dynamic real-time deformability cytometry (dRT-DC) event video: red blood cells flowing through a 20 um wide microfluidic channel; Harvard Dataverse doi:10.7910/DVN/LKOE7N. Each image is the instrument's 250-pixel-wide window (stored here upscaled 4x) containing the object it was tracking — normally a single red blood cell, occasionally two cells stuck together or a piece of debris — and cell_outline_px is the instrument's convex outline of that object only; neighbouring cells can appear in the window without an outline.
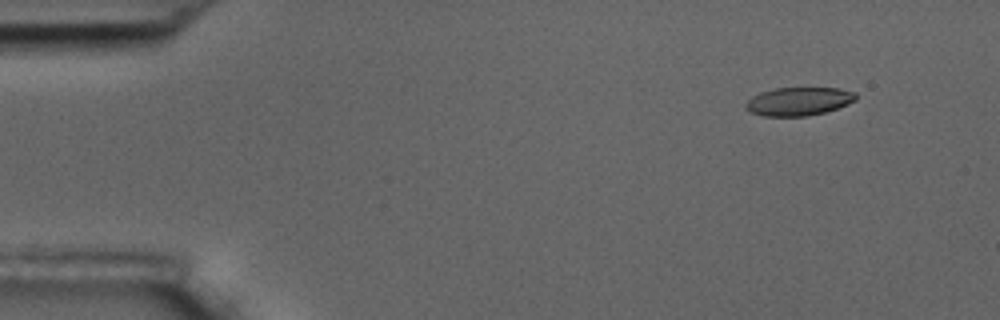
{"species": "common noctule bat (a hibernating species)", "species_latin": "Nyctalus noctula", "temperature_condition": "room temperature", "stored_images_in_passage": 4, "camera_frame_rate_fps": 3000, "um_per_image_px": 0.085, "animal": {"sex": "male", "body_mass_g": 17.5, "forearm_length_mm": 52.3}, "frame": {"image": 1, "passage_image": 1, "time_ms": 0.0, "image_size_px": [1000, 320], "cell_outline_px": [[856, 100], [848, 104], [824, 112], [808, 116], [764, 116], [752, 112], [744, 108], [744, 104], [752, 96], [760, 92], [776, 88], [836, 88], [856, 92]], "centroid_in_image_um": [67.87, 8.61], "position_along_channel_um": 17.1, "area_um2": 18.15}}
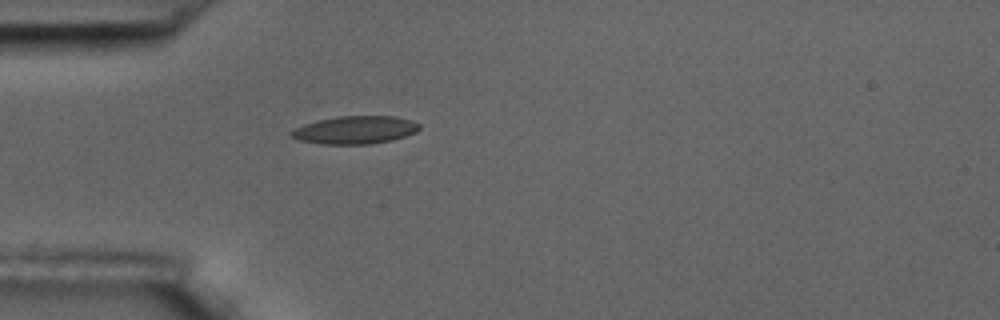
{"frame": {"image": 2, "passage_image": 4, "time_ms": 3.667, "image_size_px": [1000, 320], "cell_outline_px": [[420, 128], [416, 132], [392, 140], [372, 144], [320, 144], [300, 140], [292, 136], [288, 132], [304, 124], [316, 120], [336, 116], [396, 116], [412, 120], [420, 124]], "centroid_in_image_um": [30.19, 11.04], "position_along_channel_um": 54.8, "area_um2": 20.92}}